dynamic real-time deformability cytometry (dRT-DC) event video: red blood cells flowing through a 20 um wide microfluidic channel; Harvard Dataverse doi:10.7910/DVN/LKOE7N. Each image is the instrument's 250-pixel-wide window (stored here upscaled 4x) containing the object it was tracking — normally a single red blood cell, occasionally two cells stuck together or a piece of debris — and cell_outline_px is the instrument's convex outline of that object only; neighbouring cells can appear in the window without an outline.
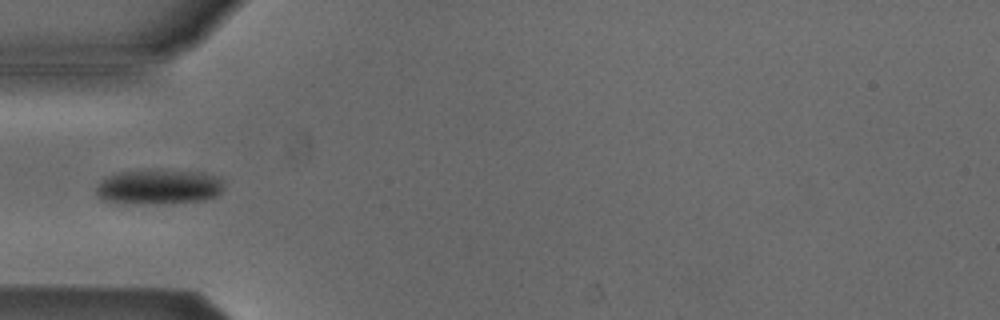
{"species": "Egyptian fruit bat (a non-hibernating species)", "species_latin": "Rousettus aegyptiacus", "temperature_condition": "cold", "stored_images_in_passage": 25, "camera_frame_rate_fps": 3000, "um_per_image_px": 0.085, "animal": {"sex": "male"}, "frame": {"image": 1, "passage_image": 1, "time_ms": 0.0, "image_size_px": [1000, 320], "cell_outline_px": [[224, 188], [216, 196], [204, 200], [160, 204], [144, 204], [104, 200], [96, 196], [96, 188], [108, 176], [120, 172], [156, 168], [204, 172], [220, 176], [224, 180]], "centroid_in_image_um": [13.58, 15.85], "position_along_channel_um": 71.4, "area_um2": 26.59}}
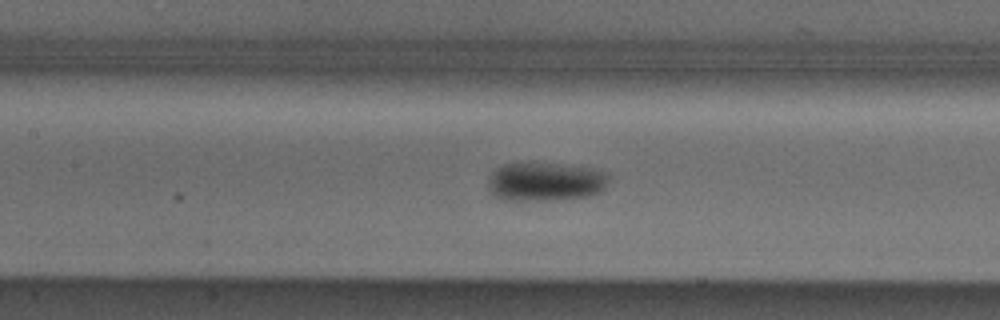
{"frame": {"image": 2, "passage_image": 8, "time_ms": 2.333, "image_size_px": [1000, 320], "cell_outline_px": [[608, 180], [604, 188], [600, 192], [588, 196], [544, 200], [508, 200], [496, 196], [488, 188], [488, 180], [492, 172], [496, 168], [504, 164], [532, 160], [588, 168], [604, 172], [608, 176]], "centroid_in_image_um": [46.3, 15.4], "position_along_channel_um": 161.1, "area_um2": 27.46}}
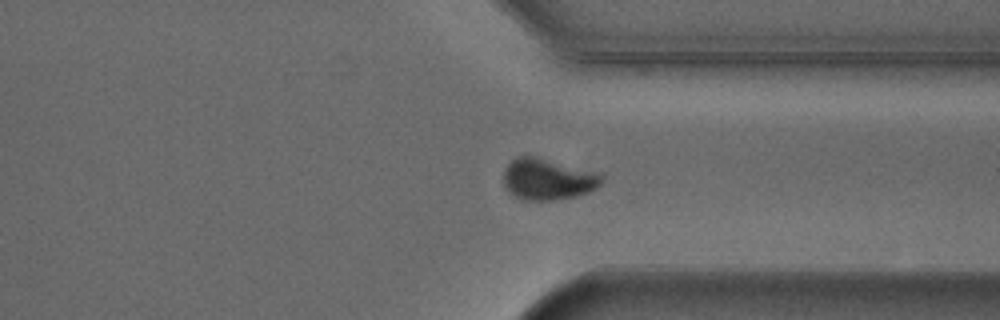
{"frame": {"image": 3, "passage_image": 24, "time_ms": 7.667, "image_size_px": [1000, 320], "cell_outline_px": [[604, 180], [596, 188], [588, 192], [576, 196], [556, 200], [524, 200], [508, 192], [504, 184], [504, 168], [516, 156], [536, 156], [604, 172]], "centroid_in_image_um": [46.63, 15.21], "position_along_channel_um": 364.8, "area_um2": 24.22}, "authors_computed_cell_mechanics": {"area_um2": 24.9118, "velocity_mm_per_s": 3.8295, "shape_relaxation_time_tau1_ms": 2.4704, "shape_relaxation_time_tau2_ms": null, "deformation_change_tau1": 0.0669, "deformation_change_tau2": null}}